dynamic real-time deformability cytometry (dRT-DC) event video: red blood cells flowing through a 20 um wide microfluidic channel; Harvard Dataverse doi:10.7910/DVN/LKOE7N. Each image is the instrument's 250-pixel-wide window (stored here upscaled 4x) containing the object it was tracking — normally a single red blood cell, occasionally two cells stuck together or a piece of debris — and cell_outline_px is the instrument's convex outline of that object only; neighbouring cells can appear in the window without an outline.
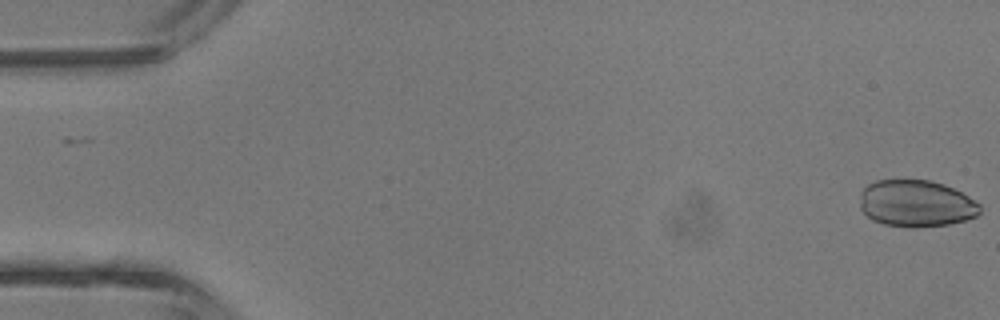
{"species": "common noctule bat (a hibernating species)", "species_latin": "Nyctalus noctula", "temperature_condition": "room temperature", "stored_images_in_passage": 4, "camera_frame_rate_fps": 3000, "um_per_image_px": 0.085, "animal": {"sex": "male", "body_mass_g": 13.3}, "frame": {"image": 1, "passage_image": 4, "time_ms": 4.333, "image_size_px": [1000, 320], "cell_outline_px": [[980, 212], [976, 216], [964, 220], [948, 224], [916, 228], [908, 228], [884, 224], [872, 220], [860, 208], [860, 192], [868, 184], [876, 180], [928, 180], [944, 184], [976, 200], [980, 204]], "centroid_in_image_um": [77.86, 17.3], "position_along_channel_um": 7.1, "area_um2": 32.89}}